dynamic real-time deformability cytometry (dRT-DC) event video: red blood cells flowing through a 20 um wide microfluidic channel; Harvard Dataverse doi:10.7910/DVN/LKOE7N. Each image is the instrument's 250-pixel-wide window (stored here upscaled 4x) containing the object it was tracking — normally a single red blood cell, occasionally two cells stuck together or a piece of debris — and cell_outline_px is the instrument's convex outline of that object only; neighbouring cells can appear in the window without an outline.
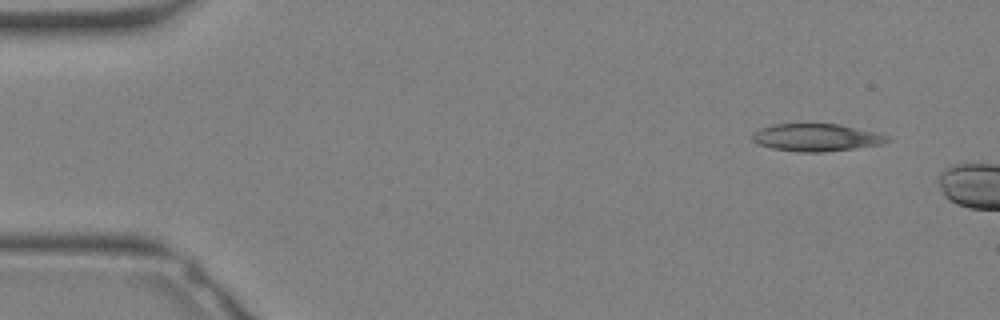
{"species": "Egyptian fruit bat (a non-hibernating species)", "species_latin": "Rousettus aegyptiacus", "temperature_condition": "warm", "stored_images_in_passage": 4, "camera_frame_rate_fps": 3000, "um_per_image_px": 0.085, "animal": {"sex": "female"}, "frame": {"image": 1, "passage_image": 1, "time_ms": 0.0, "image_size_px": [1000, 320], "cell_outline_px": [[892, 140], [884, 144], [824, 152], [796, 152], [772, 148], [756, 144], [752, 140], [752, 132], [760, 128], [772, 124], [840, 124], [880, 132], [888, 136]], "centroid_in_image_um": [69.41, 11.68], "position_along_channel_um": 15.6, "area_um2": 22.02}}